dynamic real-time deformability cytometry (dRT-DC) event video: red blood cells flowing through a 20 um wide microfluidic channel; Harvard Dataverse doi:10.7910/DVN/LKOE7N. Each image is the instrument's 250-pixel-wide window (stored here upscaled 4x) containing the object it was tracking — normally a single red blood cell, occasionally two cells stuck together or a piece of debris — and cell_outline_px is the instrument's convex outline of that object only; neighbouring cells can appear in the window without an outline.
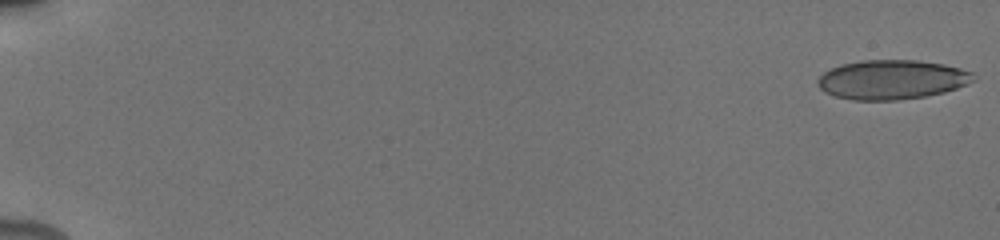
{"species": "human", "species_latin": "Homo sapiens", "temperature_condition": "cold", "stored_images_in_passage": 37, "camera_frame_rate_fps": 3000, "um_per_image_px": 0.085, "donor": {"sex": "male"}, "frame": {"image": 1, "passage_image": 1, "time_ms": 0.0, "image_size_px": [1000, 240], "cell_outline_px": [[976, 80], [956, 88], [944, 92], [924, 96], [900, 100], [852, 100], [836, 96], [824, 92], [816, 84], [816, 80], [824, 72], [840, 64], [860, 60], [916, 60], [944, 64], [960, 68], [972, 72]], "centroid_in_image_um": [75.78, 6.76], "position_along_channel_um": 9.2, "area_um2": 35.84}}
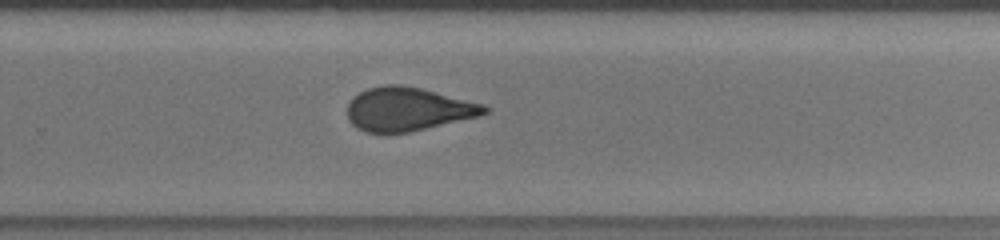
{"frame": {"image": 2, "passage_image": 28, "time_ms": 12.333, "image_size_px": [1000, 240], "cell_outline_px": [[488, 112], [476, 116], [408, 132], [364, 132], [356, 128], [348, 120], [348, 104], [352, 96], [368, 88], [384, 84], [400, 84], [420, 88], [484, 104], [488, 108]], "centroid_in_image_um": [34.6, 9.26], "position_along_channel_um": 295.2, "area_um2": 34.39}}
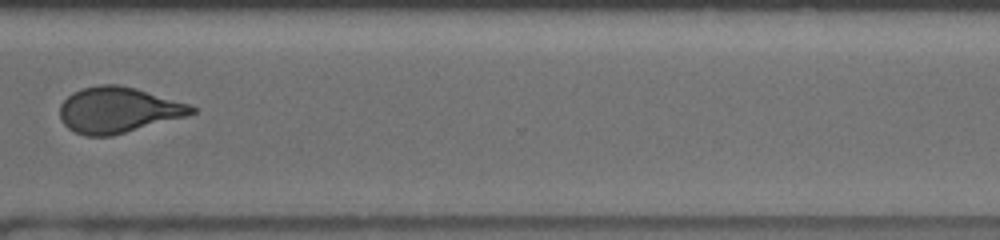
{"frame": {"image": 3, "passage_image": 31, "time_ms": 14.0, "image_size_px": [1000, 240], "cell_outline_px": [[196, 112], [188, 116], [112, 136], [84, 136], [68, 128], [60, 120], [60, 104], [72, 92], [84, 88], [100, 84], [120, 84], [136, 88], [192, 104], [196, 108]], "centroid_in_image_um": [10.07, 9.35], "position_along_channel_um": 360.5, "area_um2": 35.49}}